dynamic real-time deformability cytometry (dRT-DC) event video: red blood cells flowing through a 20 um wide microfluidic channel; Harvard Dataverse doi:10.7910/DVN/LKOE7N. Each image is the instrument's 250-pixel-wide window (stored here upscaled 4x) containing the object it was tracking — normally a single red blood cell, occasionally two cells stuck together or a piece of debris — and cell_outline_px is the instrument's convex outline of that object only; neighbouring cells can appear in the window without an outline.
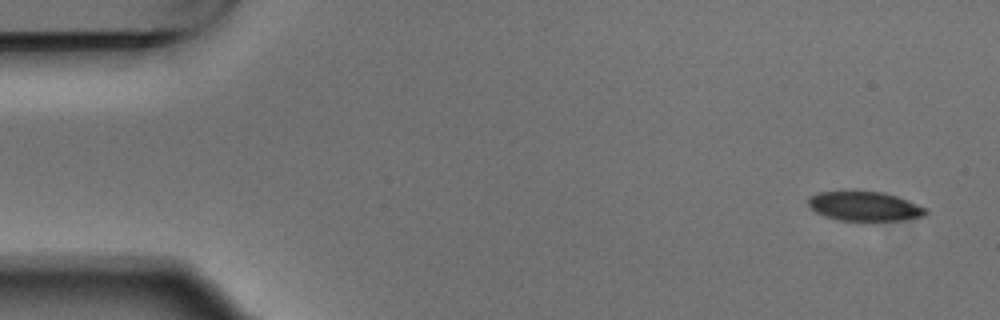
{"species": "Egyptian fruit bat (a non-hibernating species)", "species_latin": "Rousettus aegyptiacus", "temperature_condition": "warm", "stored_images_in_passage": 5, "camera_frame_rate_fps": 3000, "um_per_image_px": 0.085, "animal": {"sex": "male"}, "frame": {"image": 1, "passage_image": 1, "time_ms": 0.0, "image_size_px": [1000, 320], "cell_outline_px": [[928, 212], [924, 216], [896, 220], [840, 220], [816, 212], [808, 204], [808, 196], [816, 192], [880, 192], [896, 196], [928, 208]], "centroid_in_image_um": [73.49, 17.53], "position_along_channel_um": 11.5, "area_um2": 19.65}}
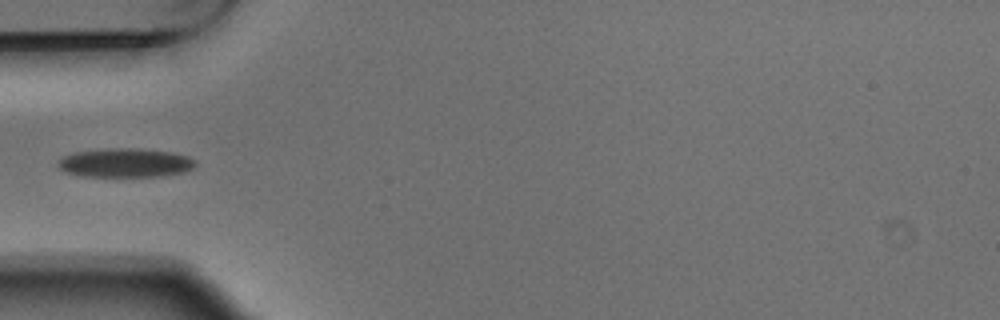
{"frame": {"image": 2, "passage_image": 4, "time_ms": 1.0, "image_size_px": [1000, 320], "cell_outline_px": [[196, 164], [192, 168], [184, 172], [160, 176], [80, 176], [64, 172], [56, 164], [64, 156], [76, 152], [108, 148], [132, 148], [172, 152], [188, 156], [196, 160]], "centroid_in_image_um": [10.65, 13.84], "position_along_channel_um": 74.3, "area_um2": 23.12}}
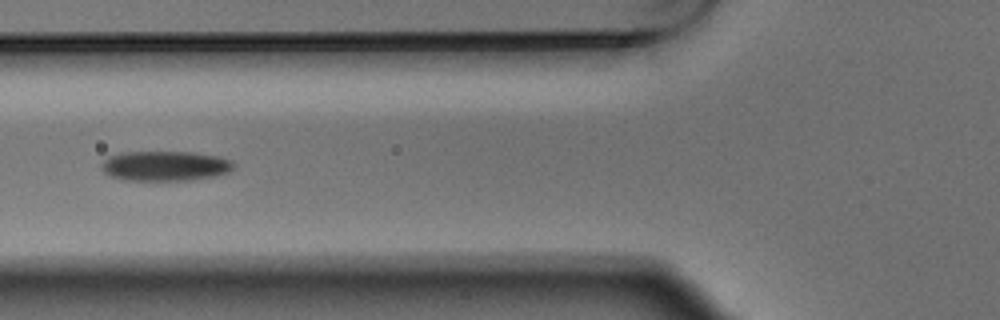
{"frame": {"image": 3, "passage_image": 5, "time_ms": 1.333, "image_size_px": [1000, 320], "cell_outline_px": [[236, 164], [228, 172], [212, 176], [192, 180], [120, 180], [108, 176], [100, 168], [100, 164], [108, 156], [124, 152], [196, 152], [216, 156], [232, 160]], "centroid_in_image_um": [13.99, 14.1], "position_along_channel_um": 111.8, "area_um2": 23.24}}